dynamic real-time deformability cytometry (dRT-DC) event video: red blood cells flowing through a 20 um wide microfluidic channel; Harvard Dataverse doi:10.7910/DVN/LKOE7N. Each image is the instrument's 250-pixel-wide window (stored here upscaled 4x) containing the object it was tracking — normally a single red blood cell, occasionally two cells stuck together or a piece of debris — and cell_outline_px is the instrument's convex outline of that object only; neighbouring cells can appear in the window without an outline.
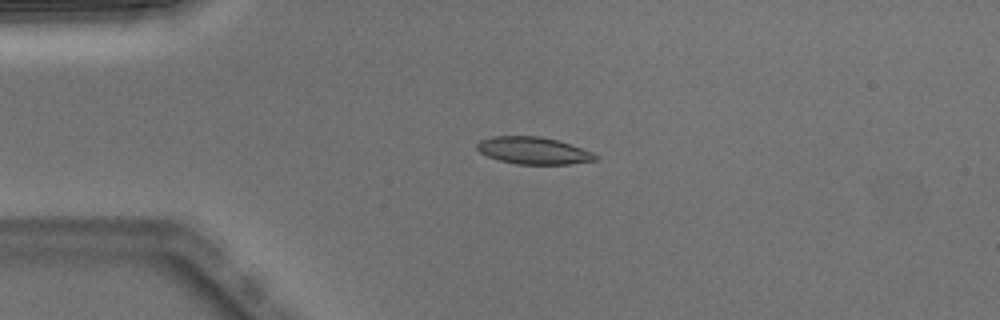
{"species": "Egyptian fruit bat (a non-hibernating species)", "species_latin": "Rousettus aegyptiacus", "temperature_condition": "warm", "stored_images_in_passage": 8, "camera_frame_rate_fps": 3000, "um_per_image_px": 0.085, "animal": {"sex": "male"}, "frame": {"image": 1, "passage_image": 4, "time_ms": 1.0, "image_size_px": [1000, 320], "cell_outline_px": [[596, 160], [568, 164], [516, 164], [500, 160], [488, 156], [480, 152], [476, 148], [476, 144], [480, 140], [492, 136], [540, 136], [556, 140], [592, 152], [596, 156]], "centroid_in_image_um": [45.28, 12.79], "position_along_channel_um": 39.7, "area_um2": 18.44}}
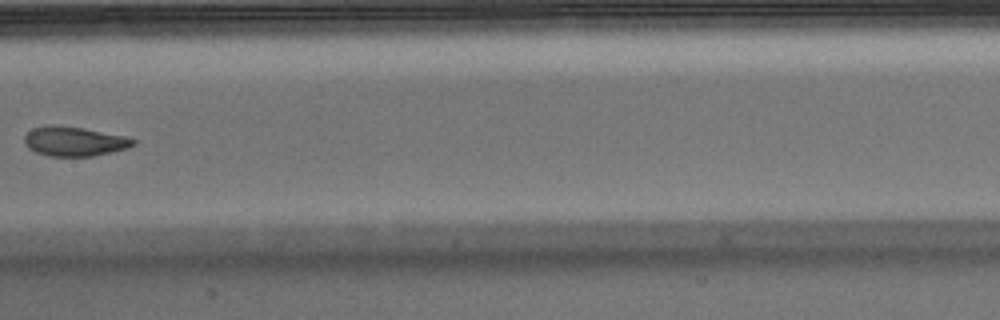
{"frame": {"image": 2, "passage_image": 8, "time_ms": 2.333, "image_size_px": [1000, 320], "cell_outline_px": [[136, 144], [128, 148], [112, 152], [92, 156], [48, 156], [36, 152], [28, 148], [24, 140], [24, 136], [32, 128], [48, 124], [84, 128], [124, 136], [136, 140]], "centroid_in_image_um": [6.3, 12.01], "position_along_channel_um": 201.1, "area_um2": 18.73}}